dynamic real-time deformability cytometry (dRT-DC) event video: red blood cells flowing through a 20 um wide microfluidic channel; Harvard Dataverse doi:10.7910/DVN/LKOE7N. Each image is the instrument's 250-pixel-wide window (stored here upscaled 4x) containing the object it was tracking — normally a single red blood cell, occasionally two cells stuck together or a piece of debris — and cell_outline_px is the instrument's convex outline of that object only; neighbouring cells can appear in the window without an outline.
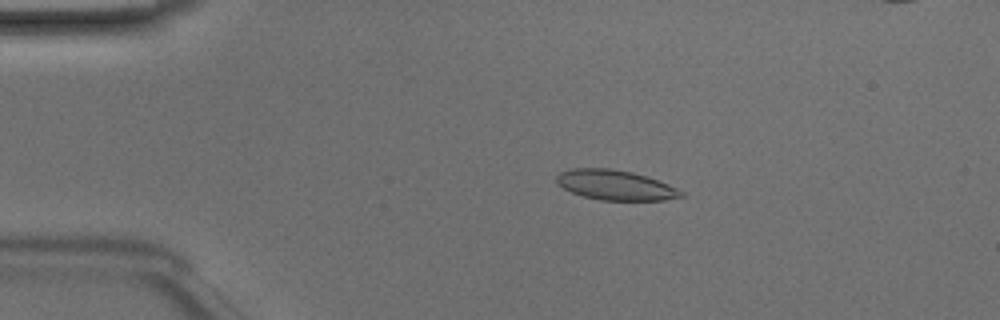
{"species": "Egyptian fruit bat (a non-hibernating species)", "species_latin": "Rousettus aegyptiacus", "temperature_condition": "room temperature", "stored_images_in_passage": 41, "segment_of_instrument_passage": [1, 2], "camera_frame_rate_fps": 3000, "um_per_image_px": 0.085, "animal": {"sex": "male"}, "frame": {"image": 1, "passage_image": 1, "time_ms": 0.0, "image_size_px": [1000, 320], "cell_outline_px": [[684, 196], [664, 200], [600, 200], [584, 196], [572, 192], [556, 184], [556, 176], [560, 172], [572, 168], [608, 168], [632, 172], [668, 184], [684, 192]], "centroid_in_image_um": [52.28, 15.73], "position_along_channel_um": 32.7, "area_um2": 21.56}}
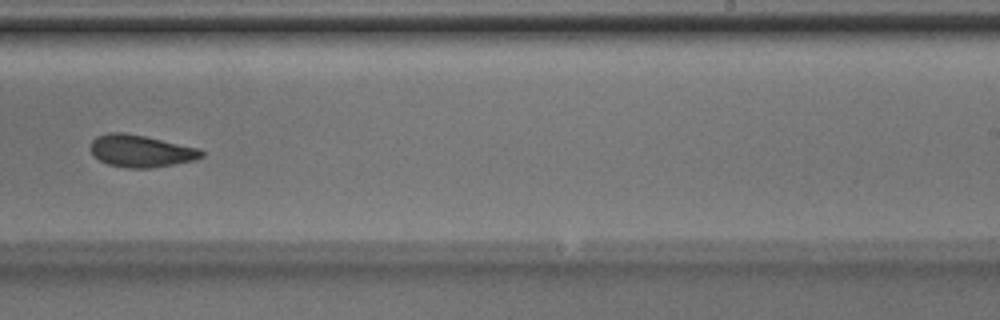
{"frame": {"image": 2, "passage_image": 22, "time_ms": 7.0, "image_size_px": [1000, 320], "cell_outline_px": [[204, 156], [196, 160], [152, 168], [124, 168], [108, 164], [100, 160], [92, 152], [92, 140], [96, 136], [108, 132], [124, 132], [144, 136], [200, 148], [204, 152]], "centroid_in_image_um": [12.01, 12.84], "position_along_channel_um": 277.0, "area_um2": 20.81}}
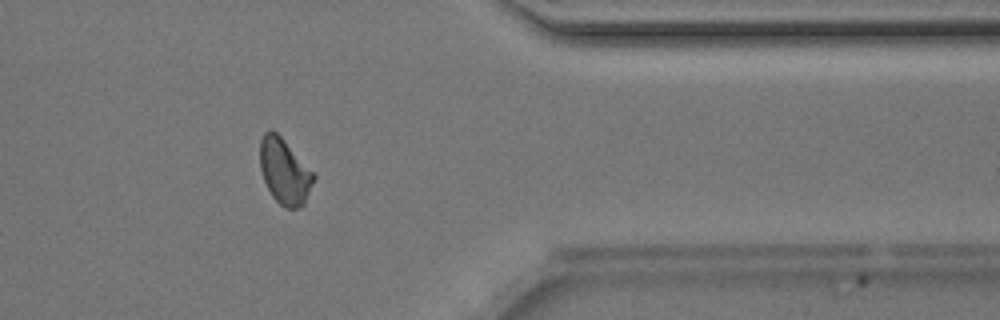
{"frame": {"image": 3, "passage_image": 31, "time_ms": 10.0, "image_size_px": [1000, 320], "cell_outline_px": [[316, 176], [304, 204], [300, 208], [284, 208], [272, 196], [264, 180], [260, 168], [260, 140], [264, 132], [272, 128], [284, 140]], "centroid_in_image_um": [24.17, 14.57], "position_along_channel_um": 387.2, "area_um2": 20.29}}